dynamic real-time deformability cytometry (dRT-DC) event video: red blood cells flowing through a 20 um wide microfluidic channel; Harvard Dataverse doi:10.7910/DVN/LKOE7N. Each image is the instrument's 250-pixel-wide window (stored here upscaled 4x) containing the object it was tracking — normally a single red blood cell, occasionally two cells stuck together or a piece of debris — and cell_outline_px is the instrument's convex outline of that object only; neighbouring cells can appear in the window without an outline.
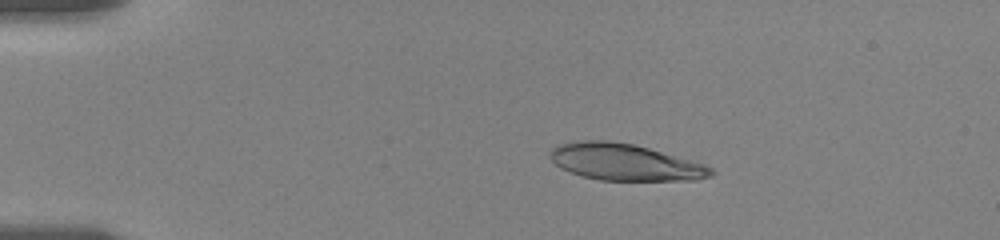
{"species": "human", "species_latin": "Homo sapiens", "temperature_condition": "room temperature", "stored_images_in_passage": 90, "camera_frame_rate_fps": 3000, "um_per_image_px": 0.085, "donor": {"sex": "female"}, "frame": {"image": 1, "passage_image": 10, "time_ms": 1.333, "image_size_px": [1000, 240], "cell_outline_px": [[716, 172], [712, 176], [696, 180], [600, 180], [584, 176], [560, 168], [548, 156], [552, 148], [556, 144], [576, 140], [608, 140], [632, 144], [648, 148], [704, 164], [712, 168]], "centroid_in_image_um": [53.09, 13.77], "position_along_channel_um": 31.9, "area_um2": 34.28}}
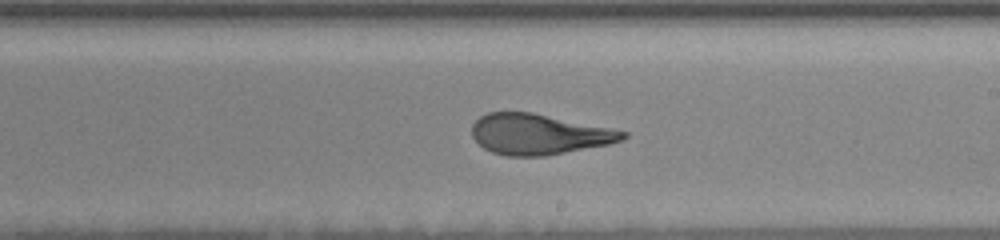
{"frame": {"image": 2, "passage_image": 53, "time_ms": 9.0, "image_size_px": [1000, 240], "cell_outline_px": [[628, 136], [624, 140], [608, 144], [544, 156], [508, 156], [492, 152], [484, 148], [472, 136], [472, 124], [480, 116], [488, 112], [532, 112], [628, 132]], "centroid_in_image_um": [45.78, 11.41], "position_along_channel_um": 243.2, "area_um2": 35.37}}
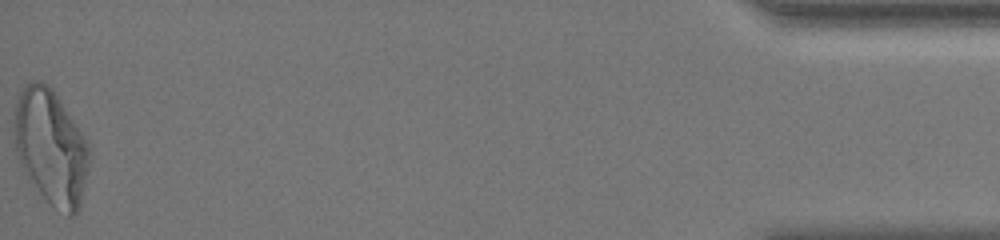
{"frame": {"image": 3, "passage_image": 90, "time_ms": 16.667, "image_size_px": [1000, 240], "cell_outline_px": [[88, 168], [80, 208], [72, 216], [68, 216], [48, 204], [24, 172], [16, 156], [16, 100], [20, 92], [32, 80], [40, 80], [48, 84], [52, 88], [88, 140]], "centroid_in_image_um": [4.34, 12.52], "position_along_channel_um": 430.9, "area_um2": 50.05}, "authors_computed_cell_mechanics": {"area_um2": 36.5296, "velocity_mm_per_s": 3.5564, "shape_relaxation_time_tau1_ms": 6.7948, "shape_relaxation_time_tau2_ms": 1.1778, "deformation_change_tau1": 0.2277, "deformation_change_tau2": 0.0873}}